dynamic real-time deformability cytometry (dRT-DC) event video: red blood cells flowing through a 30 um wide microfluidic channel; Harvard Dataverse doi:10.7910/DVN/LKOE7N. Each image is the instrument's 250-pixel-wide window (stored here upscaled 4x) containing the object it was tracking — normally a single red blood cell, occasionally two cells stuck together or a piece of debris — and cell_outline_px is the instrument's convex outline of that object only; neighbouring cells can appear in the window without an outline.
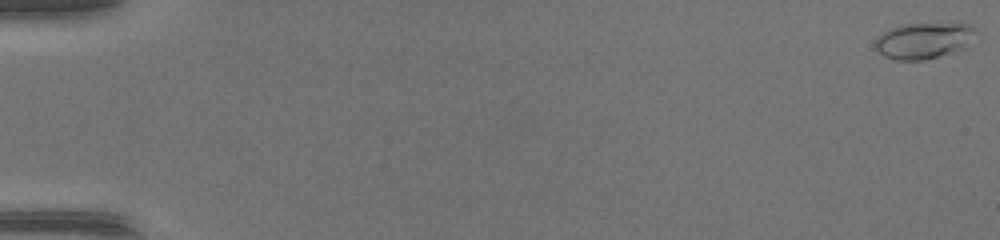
{"species": "common noctule bat (a hibernating species)", "species_latin": "Nyctalus noctula", "temperature_condition": "warm", "stored_images_in_passage": 50, "camera_frame_rate_fps": 3000, "um_per_image_px": 0.085, "animal": {"sex": "female", "body_mass_g": 17.0, "forearm_length_mm": 48.0}, "frame": {"image": 1, "passage_image": 1, "time_ms": 0.0, "image_size_px": [1000, 240], "cell_outline_px": [[980, 36], [960, 48], [924, 60], [896, 60], [884, 56], [876, 48], [876, 36], [888, 28], [900, 24], [968, 24], [976, 28], [980, 32]], "centroid_in_image_um": [78.52, 3.42], "position_along_channel_um": 6.5, "area_um2": 21.1}}
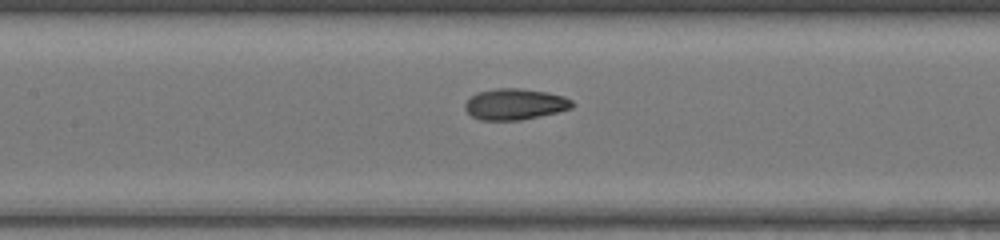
{"frame": {"image": 2, "passage_image": 25, "time_ms": 8.0, "image_size_px": [1000, 240], "cell_outline_px": [[576, 104], [572, 108], [540, 116], [520, 120], [480, 120], [472, 116], [464, 108], [464, 104], [476, 92], [496, 88], [520, 88], [548, 92], [564, 96], [572, 100]], "centroid_in_image_um": [43.78, 8.85], "position_along_channel_um": 163.6, "area_um2": 19.54}}
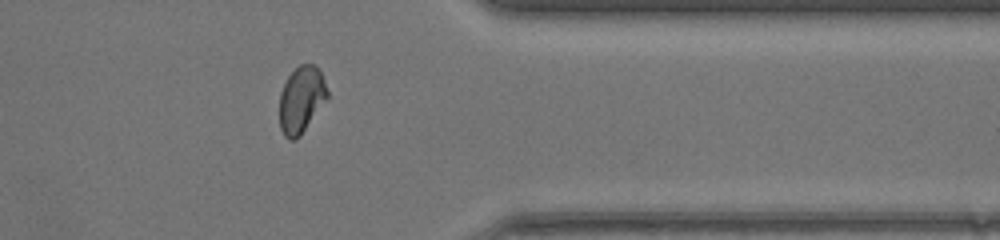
{"frame": {"image": 3, "passage_image": 41, "time_ms": 13.333, "image_size_px": [1000, 240], "cell_outline_px": [[328, 100], [300, 136], [296, 140], [288, 140], [284, 136], [280, 128], [280, 92], [288, 76], [300, 64], [316, 64], [324, 80], [328, 92]], "centroid_in_image_um": [25.63, 8.49], "position_along_channel_um": 385.8, "area_um2": 18.79}, "authors_computed_cell_mechanics": {"area_um2": 19.1318, "velocity_mm_per_s": 4.3478, "shape_relaxation_time_tau1_ms": 6.0939, "shape_relaxation_time_tau2_ms": 0.9148, "deformation_change_tau1": 0.2265, "deformation_change_tau2": 0.0537}}